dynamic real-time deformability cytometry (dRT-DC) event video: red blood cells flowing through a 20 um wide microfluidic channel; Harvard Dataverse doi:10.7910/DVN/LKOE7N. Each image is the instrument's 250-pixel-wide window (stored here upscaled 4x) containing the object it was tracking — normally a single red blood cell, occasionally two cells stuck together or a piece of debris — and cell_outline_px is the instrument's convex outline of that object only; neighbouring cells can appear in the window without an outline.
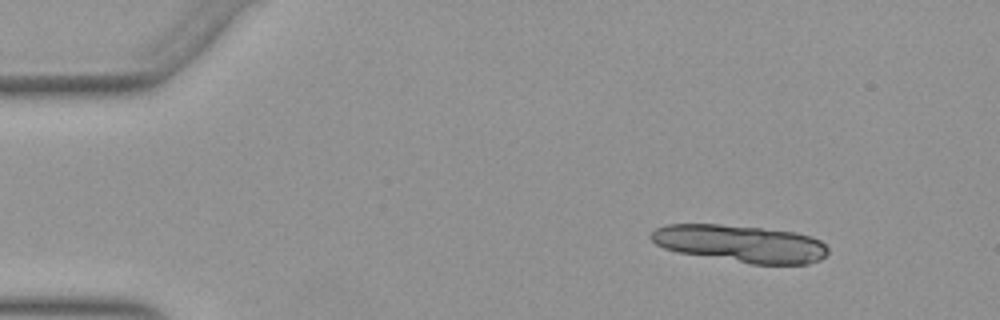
{"species": "Egyptian fruit bat (a non-hibernating species)", "species_latin": "Rousettus aegyptiacus", "temperature_condition": "warm", "stored_images_in_passage": 11, "camera_frame_rate_fps": 3000, "um_per_image_px": 0.085, "animal": {"sex": "female"}, "frame": {"image": 1, "passage_image": 2, "time_ms": 0.333, "image_size_px": [1000, 320], "cell_outline_px": [[828, 252], [820, 260], [808, 264], [752, 264], [676, 252], [664, 248], [656, 244], [648, 236], [656, 228], [668, 224], [720, 224], [760, 228], [796, 232], [812, 236], [820, 240], [828, 248]], "centroid_in_image_um": [62.94, 20.71], "position_along_channel_um": 22.1, "area_um2": 38.55}}